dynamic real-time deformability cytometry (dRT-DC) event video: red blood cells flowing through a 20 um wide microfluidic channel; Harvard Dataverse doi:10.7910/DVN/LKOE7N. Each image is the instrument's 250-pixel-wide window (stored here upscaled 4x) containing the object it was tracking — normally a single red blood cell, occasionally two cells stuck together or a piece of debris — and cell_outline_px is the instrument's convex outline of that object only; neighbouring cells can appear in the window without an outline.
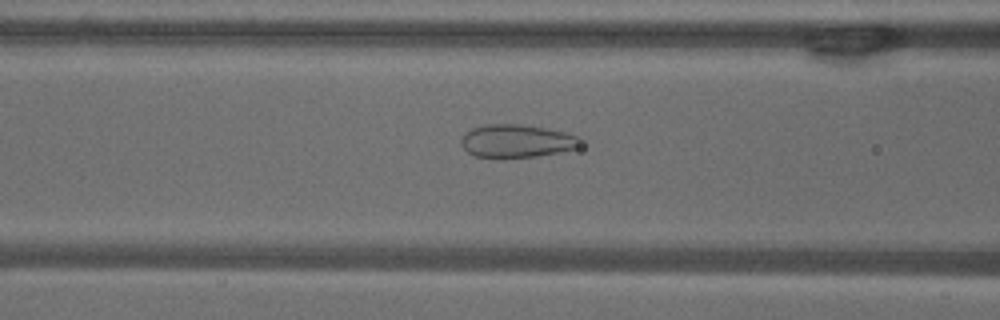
{"species": "common noctule bat (a hibernating species)", "species_latin": "Nyctalus noctula", "temperature_condition": "warm", "stored_images_in_passage": 41, "camera_frame_rate_fps": 3000, "um_per_image_px": 0.085, "animal": {"sex": "male", "body_mass_g": 18.8}, "frame": {"image": 1, "passage_image": 9, "time_ms": 2.667, "image_size_px": [1000, 320], "cell_outline_px": [[580, 148], [536, 156], [500, 160], [472, 156], [460, 144], [460, 140], [472, 128], [484, 124], [520, 124], [548, 128], [580, 136]], "centroid_in_image_um": [43.9, 12.02], "position_along_channel_um": 122.7, "area_um2": 23.58}}
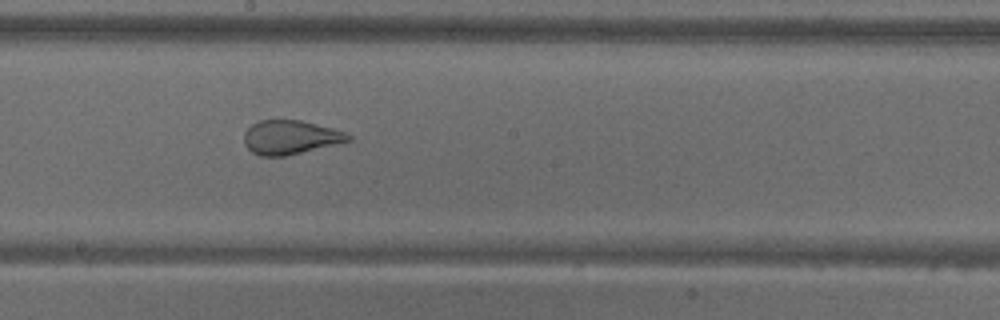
{"frame": {"image": 2, "passage_image": 17, "time_ms": 5.333, "image_size_px": [1000, 320], "cell_outline_px": [[352, 140], [284, 156], [260, 156], [252, 152], [244, 144], [244, 132], [252, 124], [260, 120], [300, 120], [332, 128], [344, 132], [352, 136]], "centroid_in_image_um": [24.65, 11.67], "position_along_channel_um": 223.6, "area_um2": 20.4}}
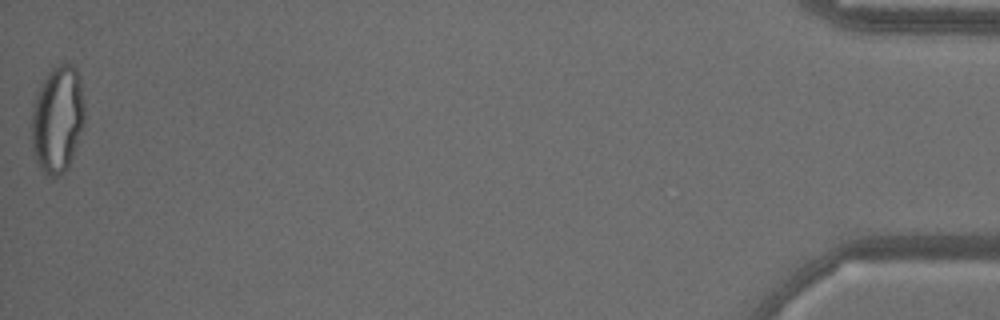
{"frame": {"image": 3, "passage_image": 41, "time_ms": 13.333, "image_size_px": [1000, 320], "cell_outline_px": [[84, 128], [68, 168], [60, 176], [52, 180], [44, 172], [36, 160], [32, 148], [32, 112], [36, 96], [40, 84], [48, 72], [52, 68], [60, 64], [72, 64], [76, 68], [80, 80], [84, 104]], "centroid_in_image_um": [4.9, 10.17], "position_along_channel_um": 430.3, "area_um2": 33.35}}